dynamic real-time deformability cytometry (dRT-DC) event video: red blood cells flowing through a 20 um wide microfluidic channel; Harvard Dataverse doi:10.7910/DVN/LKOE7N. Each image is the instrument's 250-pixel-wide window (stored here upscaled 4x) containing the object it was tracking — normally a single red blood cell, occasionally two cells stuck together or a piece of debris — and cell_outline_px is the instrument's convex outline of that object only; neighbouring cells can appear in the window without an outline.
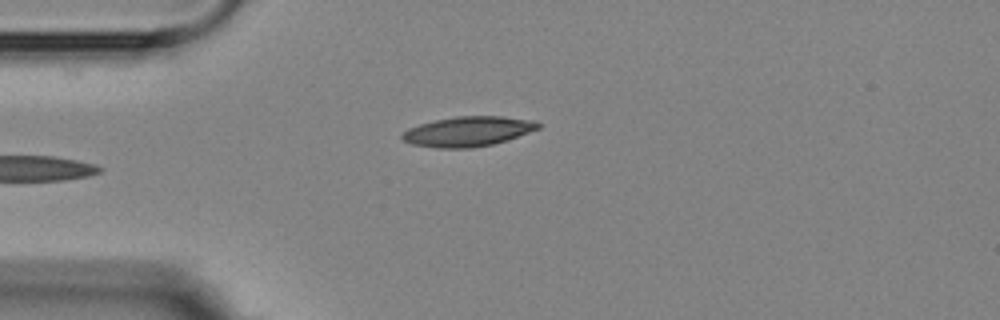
{"species": "Egyptian fruit bat (a non-hibernating species)", "species_latin": "Rousettus aegyptiacus", "temperature_condition": "room temperature", "stored_images_in_passage": 4, "camera_frame_rate_fps": 3000, "um_per_image_px": 0.085, "animal": {"sex": "female"}, "frame": {"image": 1, "passage_image": 4, "time_ms": 4.333, "image_size_px": [1000, 320], "cell_outline_px": [[540, 128], [508, 140], [492, 144], [472, 148], [436, 148], [412, 144], [404, 140], [400, 136], [408, 128], [420, 124], [436, 120], [456, 116], [504, 116], [536, 120], [540, 124]], "centroid_in_image_um": [39.81, 11.17], "position_along_channel_um": 45.2, "area_um2": 23.76}}